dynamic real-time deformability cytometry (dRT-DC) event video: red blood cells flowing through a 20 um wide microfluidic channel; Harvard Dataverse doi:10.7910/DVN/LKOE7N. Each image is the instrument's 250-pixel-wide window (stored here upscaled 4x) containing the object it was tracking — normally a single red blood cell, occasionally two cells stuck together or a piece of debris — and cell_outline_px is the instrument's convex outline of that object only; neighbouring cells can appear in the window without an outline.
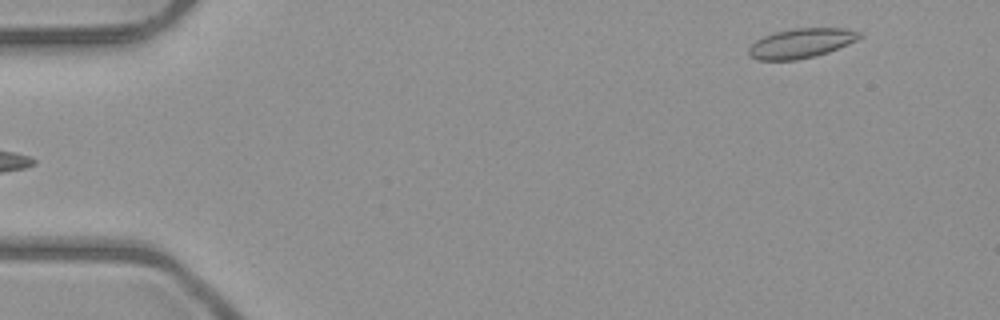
{"species": "common noctule bat (a hibernating species)", "species_latin": "Nyctalus noctula", "temperature_condition": "room temperature", "stored_images_in_passage": 5, "camera_frame_rate_fps": 3000, "um_per_image_px": 0.085, "animal": {"sex": "male", "body_mass_g": 23.1, "forearm_length_mm": 52.7}, "frame": {"image": 1, "passage_image": 5, "time_ms": 4.667, "image_size_px": [1000, 320], "cell_outline_px": [[864, 36], [848, 44], [828, 52], [816, 56], [796, 60], [756, 60], [748, 52], [748, 48], [756, 40], [764, 36], [776, 32], [796, 28], [844, 28], [864, 32]], "centroid_in_image_um": [68.14, 3.67], "position_along_channel_um": 16.9, "area_um2": 19.13}}